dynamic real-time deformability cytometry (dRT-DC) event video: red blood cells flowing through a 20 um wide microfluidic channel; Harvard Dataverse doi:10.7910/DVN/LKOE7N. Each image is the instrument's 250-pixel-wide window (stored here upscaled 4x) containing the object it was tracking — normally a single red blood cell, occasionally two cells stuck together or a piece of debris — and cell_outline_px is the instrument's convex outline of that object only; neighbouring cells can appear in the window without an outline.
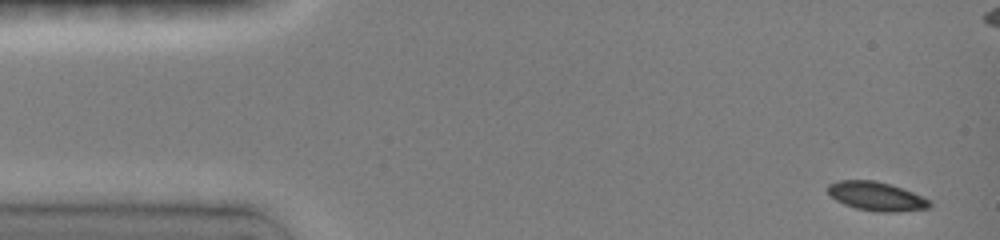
{"species": "common noctule bat (a hibernating species)", "species_latin": "Nyctalus noctula", "temperature_condition": "room temperature", "stored_images_in_passage": 12, "camera_frame_rate_fps": 3000, "um_per_image_px": 0.085, "animal": {"sex": "female", "body_mass_g": 19.0, "forearm_length_mm": 51.5}, "frame": {"image": 1, "passage_image": 1, "time_ms": 0.0, "image_size_px": [1000, 240], "cell_outline_px": [[932, 204], [928, 208], [896, 212], [876, 212], [856, 208], [844, 204], [836, 200], [828, 192], [828, 184], [840, 180], [876, 180], [924, 196], [932, 200]], "centroid_in_image_um": [74.52, 16.69], "position_along_channel_um": 10.5, "area_um2": 17.11}}
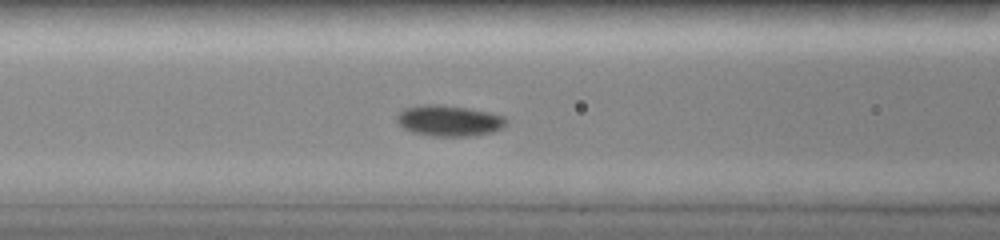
{"frame": {"image": 2, "passage_image": 9, "time_ms": 5.667, "image_size_px": [1000, 240], "cell_outline_px": [[508, 120], [500, 128], [492, 132], [476, 136], [432, 136], [412, 132], [404, 128], [396, 120], [396, 116], [404, 108], [424, 104], [440, 104], [468, 108], [488, 112], [504, 116]], "centroid_in_image_um": [38.15, 10.26], "position_along_channel_um": 128.4, "area_um2": 19.71}}